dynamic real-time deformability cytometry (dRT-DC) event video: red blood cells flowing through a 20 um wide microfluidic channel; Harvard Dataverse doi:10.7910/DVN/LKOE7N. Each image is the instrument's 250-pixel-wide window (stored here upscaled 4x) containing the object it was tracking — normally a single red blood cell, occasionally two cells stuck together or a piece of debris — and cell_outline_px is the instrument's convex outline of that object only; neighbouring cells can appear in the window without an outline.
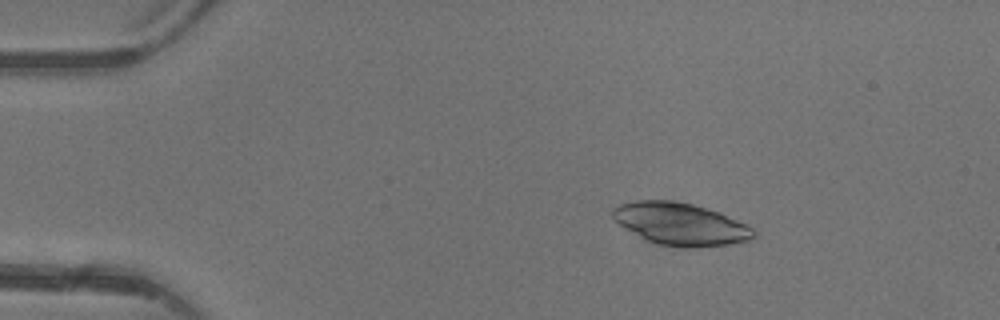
{"species": "common noctule bat (a hibernating species)", "species_latin": "Nyctalus noctula", "temperature_condition": "warm", "stored_images_in_passage": 4, "camera_frame_rate_fps": 3000, "um_per_image_px": 0.085, "animal": {"sex": "female"}, "frame": {"image": 1, "passage_image": 3, "time_ms": 2.333, "image_size_px": [1000, 320], "cell_outline_px": [[756, 236], [752, 240], [728, 244], [660, 244], [648, 240], [620, 224], [612, 216], [612, 208], [616, 204], [632, 200], [668, 200], [692, 204], [708, 208], [720, 212], [752, 228], [756, 232]], "centroid_in_image_um": [57.82, 18.97], "position_along_channel_um": 27.2, "area_um2": 33.47}}